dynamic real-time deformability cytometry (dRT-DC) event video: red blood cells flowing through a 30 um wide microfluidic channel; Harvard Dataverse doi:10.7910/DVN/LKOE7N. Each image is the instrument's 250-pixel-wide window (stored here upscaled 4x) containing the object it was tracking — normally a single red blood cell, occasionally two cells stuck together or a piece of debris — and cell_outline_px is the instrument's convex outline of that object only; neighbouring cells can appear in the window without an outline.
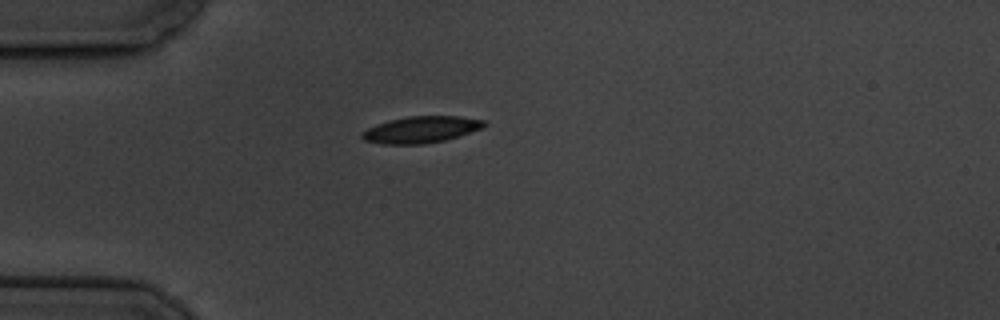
{"species": "common noctule bat (a hibernating species)", "species_latin": "Nyctalus noctula", "temperature_condition": "cold", "stored_images_in_passage": 4, "camera_frame_rate_fps": 3000, "um_per_image_px": 0.085, "animal": {"sex": "male", "body_mass_g": 19.5, "forearm_length_mm": 54.6}, "frame": {"image": 1, "passage_image": 1, "time_ms": 0.0, "image_size_px": [1000, 320], "cell_outline_px": [[488, 124], [480, 128], [444, 140], [424, 144], [384, 144], [364, 140], [360, 136], [360, 132], [376, 124], [388, 120], [408, 116], [460, 116], [484, 120]], "centroid_in_image_um": [35.73, 11.01], "position_along_channel_um": 49.3, "area_um2": 18.79}}
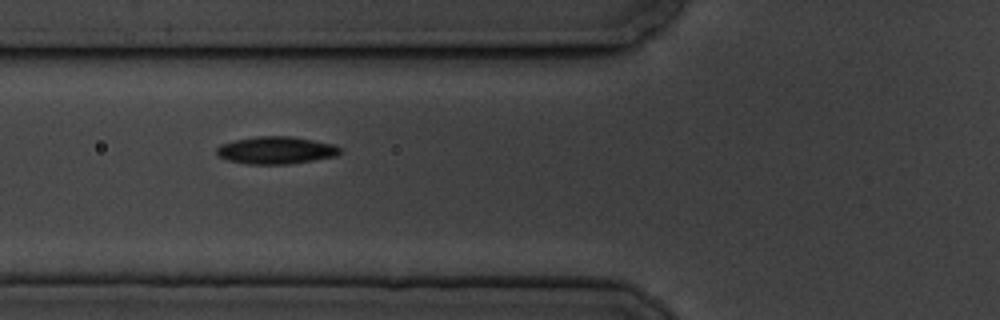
{"frame": {"image": 2, "passage_image": 3, "time_ms": 2.0, "image_size_px": [1000, 320], "cell_outline_px": [[340, 152], [336, 156], [288, 164], [248, 164], [228, 160], [220, 156], [216, 152], [216, 148], [220, 144], [236, 140], [256, 136], [292, 136], [332, 144], [340, 148]], "centroid_in_image_um": [23.44, 12.77], "position_along_channel_um": 102.4, "area_um2": 19.48}}
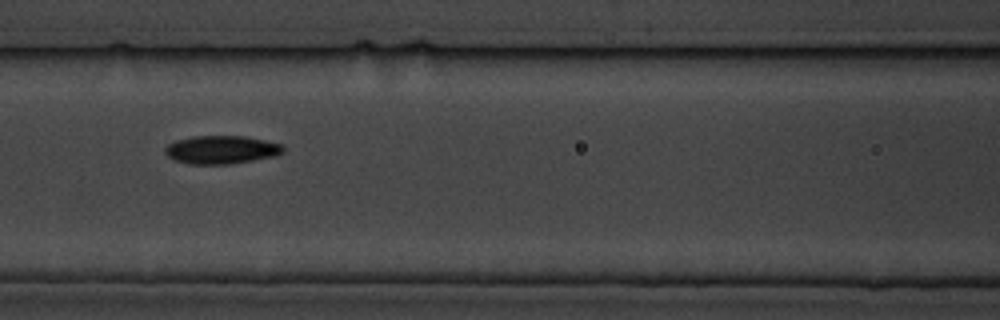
{"frame": {"image": 3, "passage_image": 4, "time_ms": 3.333, "image_size_px": [1000, 320], "cell_outline_px": [[284, 152], [276, 156], [228, 164], [188, 164], [176, 160], [168, 156], [164, 152], [164, 148], [168, 144], [176, 140], [192, 136], [244, 136], [264, 140], [280, 144], [284, 148]], "centroid_in_image_um": [18.8, 12.72], "position_along_channel_um": 147.8, "area_um2": 19.36}}